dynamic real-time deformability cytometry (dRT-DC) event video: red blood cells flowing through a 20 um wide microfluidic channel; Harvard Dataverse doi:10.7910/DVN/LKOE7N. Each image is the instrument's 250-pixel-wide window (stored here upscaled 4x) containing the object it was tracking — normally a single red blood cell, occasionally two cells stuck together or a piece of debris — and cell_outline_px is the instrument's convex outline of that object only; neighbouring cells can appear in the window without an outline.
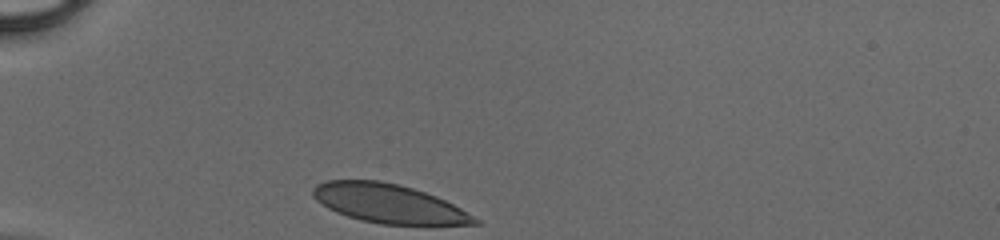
{"species": "human", "species_latin": "Homo sapiens", "temperature_condition": "cold", "stored_images_in_passage": 27, "camera_frame_rate_fps": 3000, "um_per_image_px": 0.085, "donor": {"sex": "male"}, "frame": {"image": 1, "passage_image": 1, "time_ms": 0.0, "image_size_px": [1000, 240], "cell_outline_px": [[480, 224], [380, 224], [360, 220], [336, 212], [328, 208], [316, 200], [312, 196], [312, 188], [316, 184], [328, 180], [380, 180], [400, 184], [436, 196], [460, 208], [480, 220]], "centroid_in_image_um": [32.99, 17.29], "position_along_channel_um": 52.0, "area_um2": 36.47}}
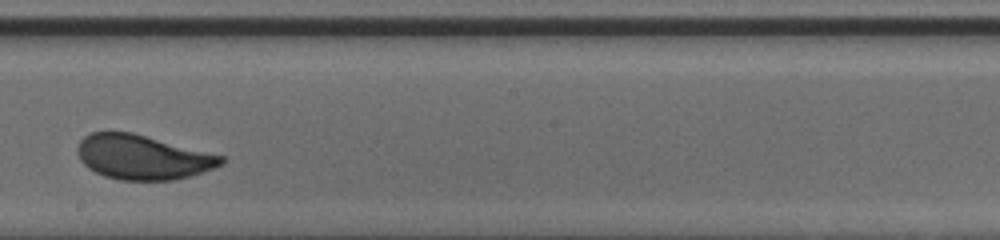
{"frame": {"image": 2, "passage_image": 16, "time_ms": 5.0, "image_size_px": [1000, 240], "cell_outline_px": [[224, 164], [216, 168], [192, 176], [172, 180], [120, 180], [104, 176], [88, 168], [80, 160], [76, 152], [76, 148], [80, 140], [88, 132], [132, 132], [224, 156]], "centroid_in_image_um": [12.12, 13.36], "position_along_channel_um": 236.1, "area_um2": 37.51}}
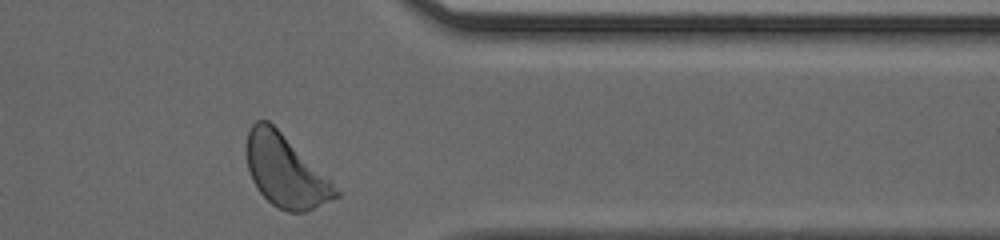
{"frame": {"image": 3, "passage_image": 27, "time_ms": 8.667, "image_size_px": [1000, 240], "cell_outline_px": [[340, 196], [304, 212], [288, 212], [272, 204], [260, 192], [252, 180], [248, 168], [244, 152], [244, 144], [248, 128], [256, 120], [268, 120], [332, 180], [340, 192]], "centroid_in_image_um": [24.23, 14.51], "position_along_channel_um": 387.2, "area_um2": 37.57}}